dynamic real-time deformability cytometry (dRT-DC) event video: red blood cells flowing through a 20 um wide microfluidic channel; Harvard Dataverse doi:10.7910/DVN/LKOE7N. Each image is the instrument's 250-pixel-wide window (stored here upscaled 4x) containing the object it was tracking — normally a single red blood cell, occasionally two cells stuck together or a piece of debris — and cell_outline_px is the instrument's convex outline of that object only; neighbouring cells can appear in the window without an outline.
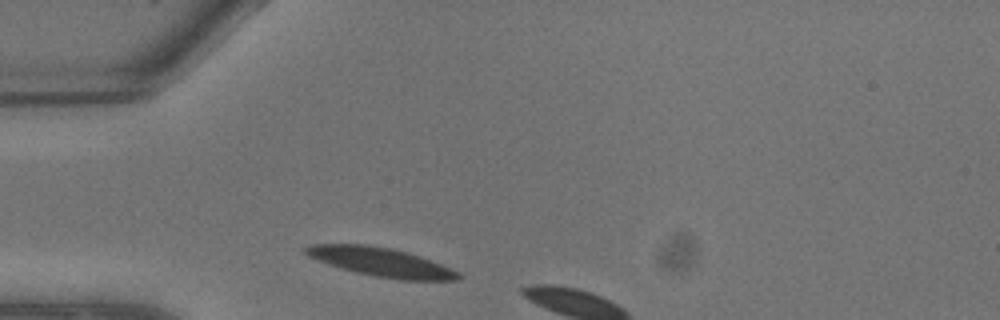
{"species": "common noctule bat (a hibernating species)", "species_latin": "Nyctalus noctula", "temperature_condition": "warm", "stored_images_in_passage": 2, "camera_frame_rate_fps": 3000, "um_per_image_px": 0.085, "animal": {"sex": "male", "body_mass_g": 13.3}, "frame": {"image": 1, "passage_image": 1, "time_ms": 0.0, "image_size_px": [1000, 320], "cell_outline_px": [[464, 276], [460, 280], [400, 280], [376, 276], [356, 272], [328, 264], [308, 256], [304, 252], [304, 248], [308, 244], [364, 244], [388, 248], [420, 256], [460, 272]], "centroid_in_image_um": [32.39, 22.28], "position_along_channel_um": 52.6, "area_um2": 25.37}}